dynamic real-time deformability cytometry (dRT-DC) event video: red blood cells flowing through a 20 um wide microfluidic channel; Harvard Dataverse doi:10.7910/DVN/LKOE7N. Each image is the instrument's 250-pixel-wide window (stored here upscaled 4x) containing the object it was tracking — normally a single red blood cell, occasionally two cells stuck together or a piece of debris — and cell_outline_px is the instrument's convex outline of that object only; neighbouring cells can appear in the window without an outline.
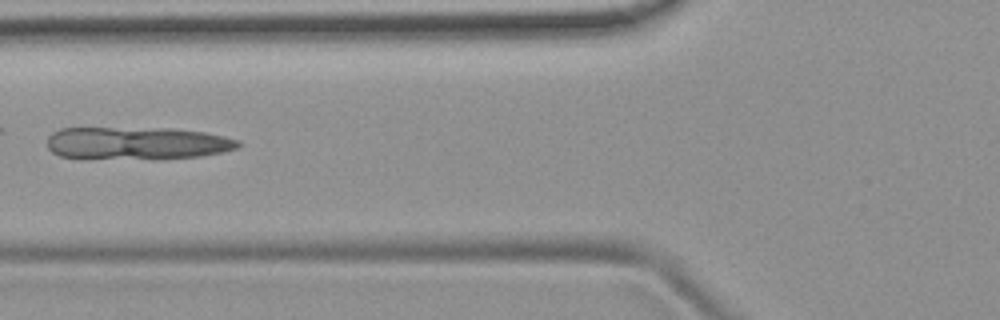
{"species": "common noctule bat (a hibernating species)", "species_latin": "Nyctalus noctula", "temperature_condition": "room temperature", "stored_images_in_passage": 7, "camera_frame_rate_fps": 3000, "um_per_image_px": 0.085, "animal": {"sex": "female", "body_mass_g": 19.9}, "frame": {"image": 1, "passage_image": 6, "time_ms": 6.0, "image_size_px": [1000, 320], "cell_outline_px": [[240, 144], [236, 148], [224, 152], [200, 156], [160, 160], [80, 160], [60, 156], [52, 152], [48, 148], [48, 136], [52, 132], [60, 128], [168, 128], [204, 132], [224, 136], [240, 140]], "centroid_in_image_um": [11.58, 12.21], "position_along_channel_um": 114.2, "area_um2": 37.74}}
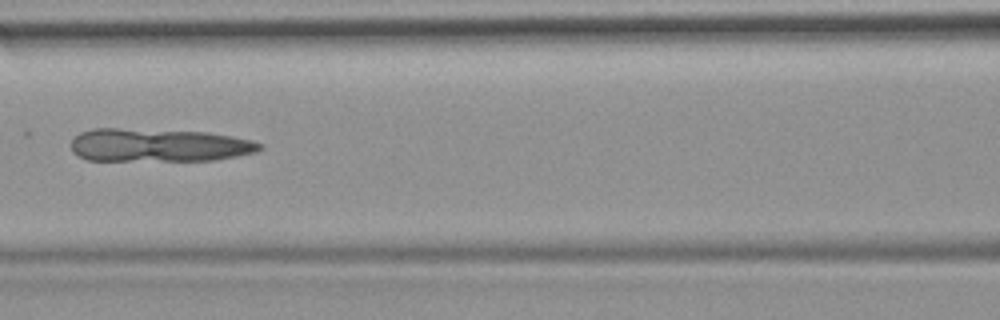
{"frame": {"image": 2, "passage_image": 7, "time_ms": 7.0, "image_size_px": [1000, 320], "cell_outline_px": [[264, 148], [256, 152], [216, 160], [88, 160], [72, 152], [72, 140], [80, 132], [92, 128], [116, 128], [208, 132], [232, 136], [252, 140], [264, 144]], "centroid_in_image_um": [13.52, 12.33], "position_along_channel_um": 153.1, "area_um2": 36.53}}